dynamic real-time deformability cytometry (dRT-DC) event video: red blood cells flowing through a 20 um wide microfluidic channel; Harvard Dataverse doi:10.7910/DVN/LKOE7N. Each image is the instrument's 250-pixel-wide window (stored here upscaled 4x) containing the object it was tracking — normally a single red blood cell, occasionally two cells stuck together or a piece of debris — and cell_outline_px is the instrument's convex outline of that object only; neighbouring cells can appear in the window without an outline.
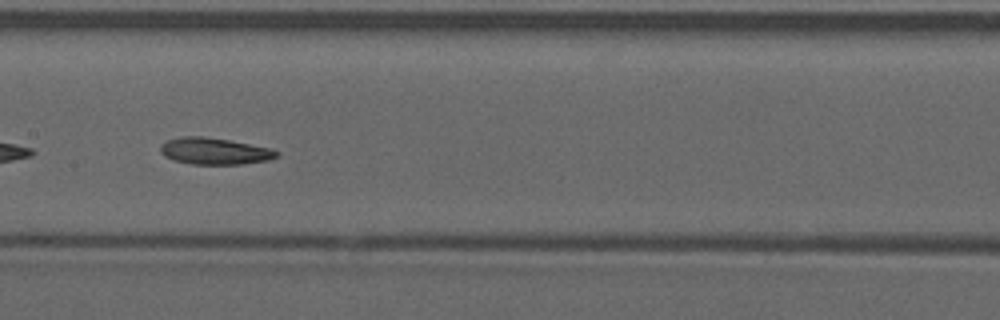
{"species": "common noctule bat (a hibernating species)", "species_latin": "Nyctalus noctula", "temperature_condition": "warm", "stored_images_in_passage": 39, "camera_frame_rate_fps": 3000, "um_per_image_px": 0.085, "animal": {"sex": "male", "forearm_length_mm": 52.5}, "frame": {"image": 1, "passage_image": 12, "time_ms": 3.667, "image_size_px": [1000, 320], "cell_outline_px": [[280, 152], [276, 156], [268, 160], [240, 164], [192, 164], [172, 160], [164, 156], [160, 152], [160, 144], [168, 140], [180, 136], [204, 136], [228, 140], [272, 148]], "centroid_in_image_um": [18.2, 12.84], "position_along_channel_um": 189.2, "area_um2": 18.09}}